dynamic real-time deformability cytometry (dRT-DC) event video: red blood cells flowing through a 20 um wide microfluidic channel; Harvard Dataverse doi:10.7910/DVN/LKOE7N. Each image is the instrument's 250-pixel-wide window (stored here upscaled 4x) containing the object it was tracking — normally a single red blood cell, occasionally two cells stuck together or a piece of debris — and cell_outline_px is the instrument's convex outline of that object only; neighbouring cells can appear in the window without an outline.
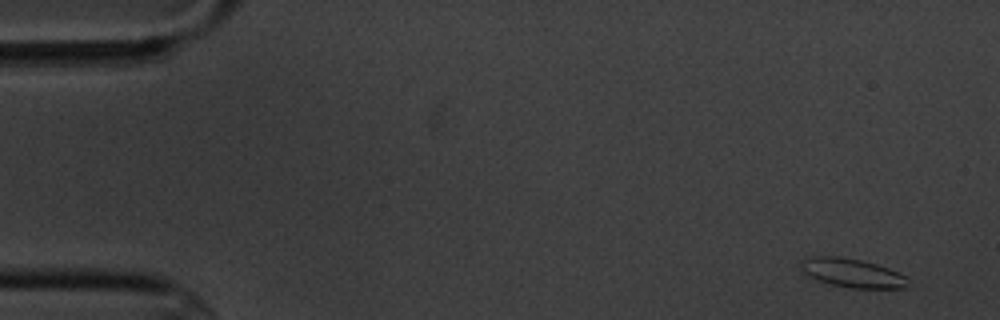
{"species": "common noctule bat (a hibernating species)", "species_latin": "Nyctalus noctula", "temperature_condition": "cold", "stored_images_in_passage": 6, "camera_frame_rate_fps": 3000, "um_per_image_px": 0.085, "animal": {"sex": "male", "body_mass_g": 20.1, "forearm_length_mm": 53.5}, "frame": {"image": 1, "passage_image": 1, "time_ms": 0.0, "image_size_px": [1000, 320], "cell_outline_px": [[908, 288], [848, 288], [816, 280], [808, 276], [800, 268], [800, 264], [804, 256], [840, 256], [860, 260], [876, 264], [888, 268], [908, 276]], "centroid_in_image_um": [72.42, 23.2], "position_along_channel_um": 12.6, "area_um2": 18.26}}